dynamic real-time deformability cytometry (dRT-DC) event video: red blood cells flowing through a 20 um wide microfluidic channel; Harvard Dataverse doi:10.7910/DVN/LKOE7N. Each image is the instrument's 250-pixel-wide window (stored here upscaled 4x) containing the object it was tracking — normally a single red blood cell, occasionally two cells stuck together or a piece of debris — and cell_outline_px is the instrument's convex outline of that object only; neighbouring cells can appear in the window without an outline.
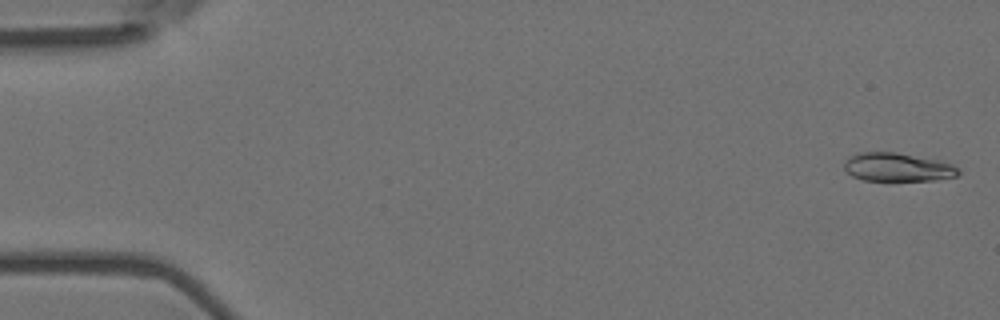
{"species": "Egyptian fruit bat (a non-hibernating species)", "species_latin": "Rousettus aegyptiacus", "temperature_condition": "room temperature", "stored_images_in_passage": 17, "camera_frame_rate_fps": 3000, "um_per_image_px": 0.085, "animal": {"sex": "female"}, "frame": {"image": 1, "passage_image": 2, "time_ms": 0.333, "image_size_px": [1000, 320], "cell_outline_px": [[960, 172], [956, 176], [936, 180], [864, 180], [852, 176], [844, 168], [844, 160], [848, 156], [860, 152], [896, 152], [940, 160], [952, 164], [960, 168]], "centroid_in_image_um": [76.3, 14.2], "position_along_channel_um": 8.7, "area_um2": 19.07}}
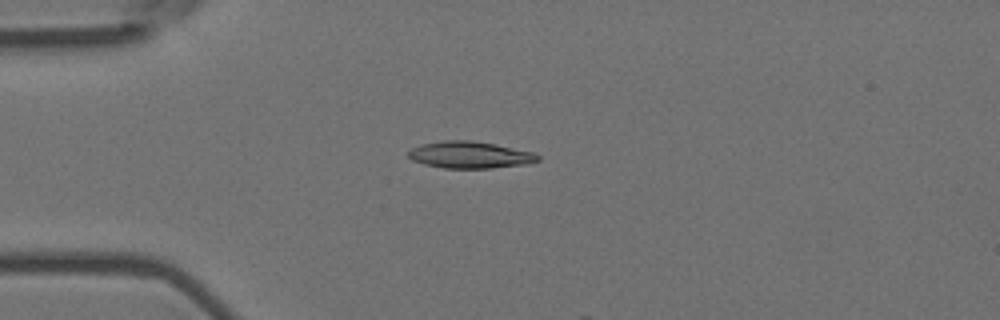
{"frame": {"image": 2, "passage_image": 15, "time_ms": 4.667, "image_size_px": [1000, 320], "cell_outline_px": [[540, 160], [524, 164], [492, 168], [444, 168], [424, 164], [412, 160], [408, 156], [408, 152], [412, 148], [420, 144], [444, 140], [472, 140], [496, 144], [532, 152], [540, 156]], "centroid_in_image_um": [39.92, 13.16], "position_along_channel_um": 45.1, "area_um2": 20.23}}